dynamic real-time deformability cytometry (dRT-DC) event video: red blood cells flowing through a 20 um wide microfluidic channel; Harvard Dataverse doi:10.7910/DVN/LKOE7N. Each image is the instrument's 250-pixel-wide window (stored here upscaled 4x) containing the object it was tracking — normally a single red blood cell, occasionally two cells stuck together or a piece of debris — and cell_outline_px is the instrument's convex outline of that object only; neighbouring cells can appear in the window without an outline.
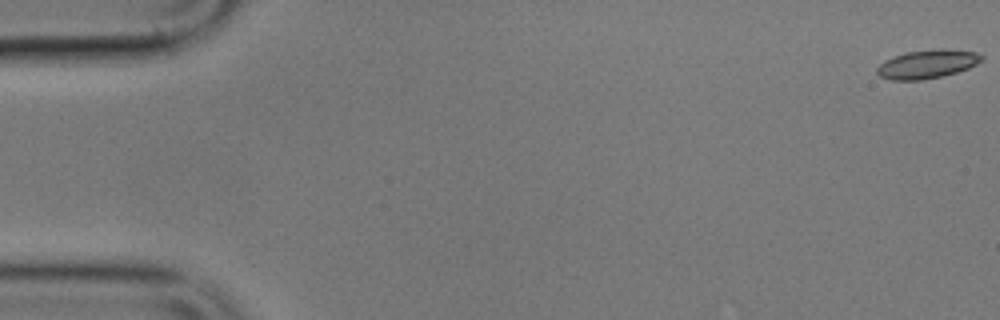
{"species": "common noctule bat (a hibernating species)", "species_latin": "Nyctalus noctula", "temperature_condition": "cold", "stored_images_in_passage": 17, "camera_frame_rate_fps": 3000, "um_per_image_px": 0.085, "animal": {"sex": "male", "body_mass_g": 17.9}, "frame": {"image": 1, "passage_image": 1, "time_ms": 0.0, "image_size_px": [1000, 320], "cell_outline_px": [[984, 60], [968, 68], [956, 72], [940, 76], [920, 80], [892, 80], [880, 76], [876, 72], [876, 68], [884, 60], [904, 52], [940, 48], [944, 48], [976, 52], [984, 56]], "centroid_in_image_um": [78.82, 5.43], "position_along_channel_um": 6.2, "area_um2": 17.51}}
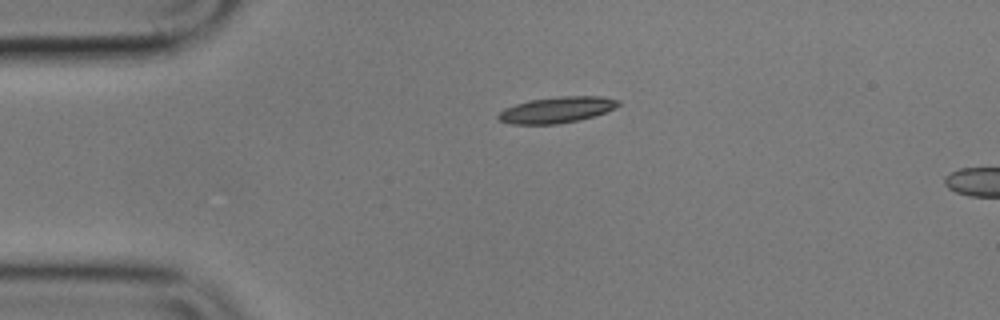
{"frame": {"image": 2, "passage_image": 13, "time_ms": 4.0, "image_size_px": [1000, 320], "cell_outline_px": [[620, 104], [616, 108], [592, 116], [576, 120], [556, 124], [512, 124], [500, 120], [496, 116], [504, 108], [528, 100], [560, 96], [604, 96], [620, 100]], "centroid_in_image_um": [47.33, 9.32], "position_along_channel_um": 37.7, "area_um2": 18.15}}